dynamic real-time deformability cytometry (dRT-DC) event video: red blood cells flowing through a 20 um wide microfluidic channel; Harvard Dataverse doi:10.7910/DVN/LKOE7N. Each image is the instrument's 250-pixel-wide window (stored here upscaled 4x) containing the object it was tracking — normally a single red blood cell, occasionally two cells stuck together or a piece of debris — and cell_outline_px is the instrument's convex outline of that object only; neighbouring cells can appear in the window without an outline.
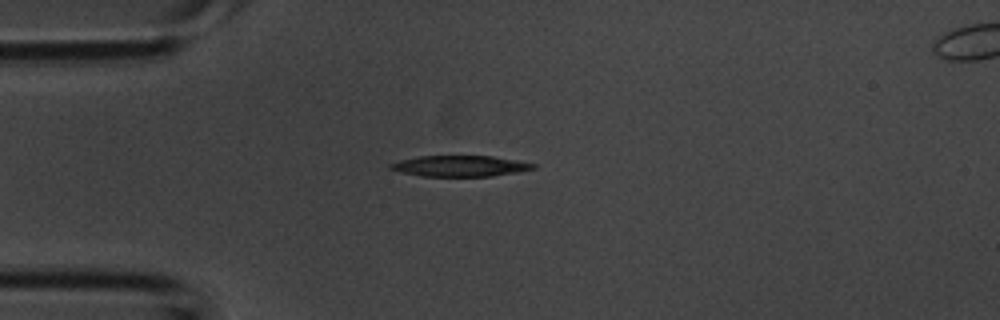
{"species": "common noctule bat (a hibernating species)", "species_latin": "Nyctalus noctula", "temperature_condition": "room temperature", "stored_images_in_passage": 33, "camera_frame_rate_fps": 3000, "um_per_image_px": 0.085, "animal": {"sex": "male", "body_mass_g": 20.1, "forearm_length_mm": 53.5}, "frame": {"image": 1, "passage_image": 1, "time_ms": 0.0, "image_size_px": [1000, 320], "cell_outline_px": [[536, 168], [516, 172], [492, 176], [420, 176], [400, 172], [388, 168], [388, 164], [400, 160], [416, 156], [492, 156], [516, 160], [536, 164]], "centroid_in_image_um": [39.05, 14.11], "position_along_channel_um": 45.9, "area_um2": 17.4}}
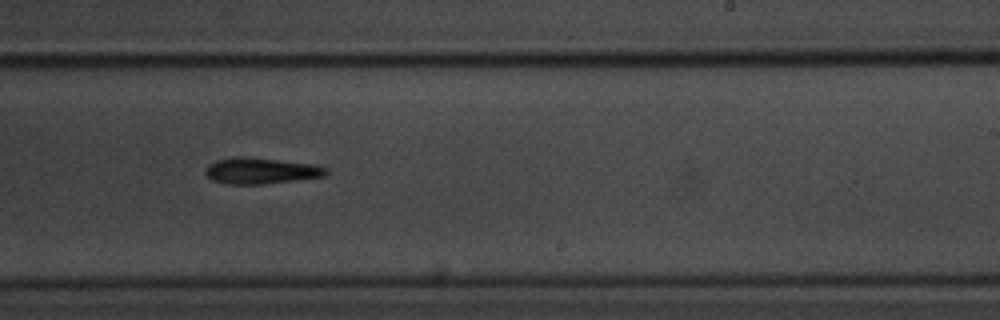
{"frame": {"image": 2, "passage_image": 16, "time_ms": 5.0, "image_size_px": [1000, 320], "cell_outline_px": [[328, 172], [324, 176], [260, 184], [224, 184], [212, 180], [204, 172], [208, 164], [216, 160], [236, 156], [244, 156], [312, 164], [328, 168]], "centroid_in_image_um": [22.12, 14.51], "position_along_channel_um": 266.9, "area_um2": 18.21}}
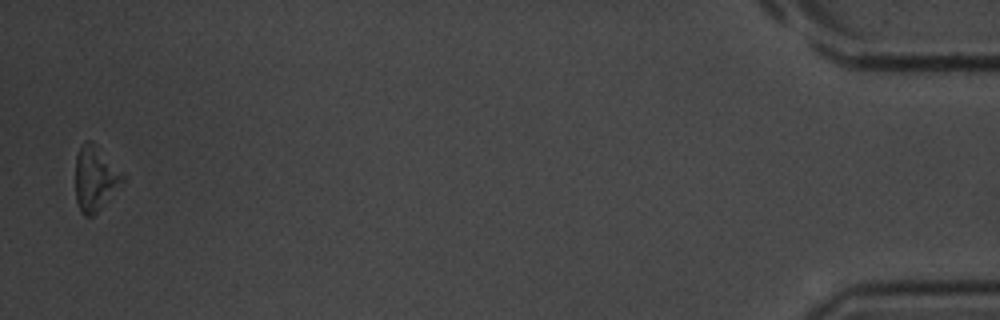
{"frame": {"image": 3, "passage_image": 32, "time_ms": 10.333, "image_size_px": [1000, 320], "cell_outline_px": [[124, 180], [96, 212], [92, 216], [84, 216], [80, 212], [76, 200], [76, 156], [84, 140], [92, 140], [124, 176]], "centroid_in_image_um": [8.04, 15.15], "position_along_channel_um": 427.2, "area_um2": 17.28}}